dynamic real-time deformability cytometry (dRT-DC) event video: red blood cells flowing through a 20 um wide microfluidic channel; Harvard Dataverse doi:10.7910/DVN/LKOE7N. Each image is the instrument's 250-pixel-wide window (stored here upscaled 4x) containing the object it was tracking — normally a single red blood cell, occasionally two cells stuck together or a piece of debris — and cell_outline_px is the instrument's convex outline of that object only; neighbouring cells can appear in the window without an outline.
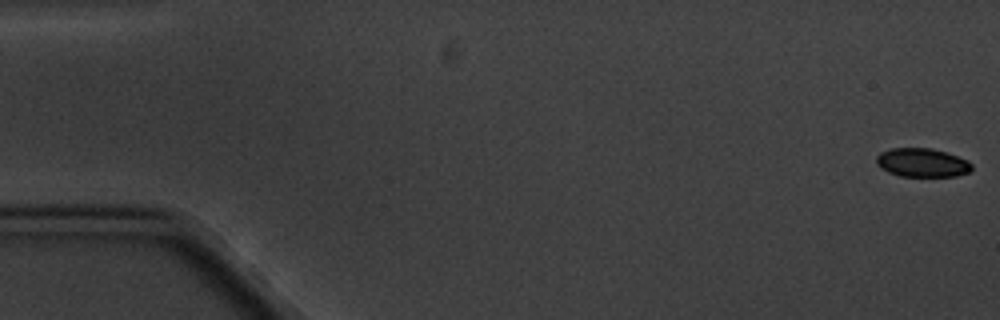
{"species": "common noctule bat (a hibernating species)", "species_latin": "Nyctalus noctula", "temperature_condition": "cold", "stored_images_in_passage": 7, "camera_frame_rate_fps": 3000, "um_per_image_px": 0.085, "animal": {"sex": "male", "body_mass_g": 20.1, "forearm_length_mm": 53.5}, "frame": {"image": 1, "passage_image": 1, "time_ms": 0.0, "image_size_px": [1000, 320], "cell_outline_px": [[972, 172], [956, 176], [900, 176], [888, 172], [880, 168], [876, 164], [876, 156], [880, 152], [892, 148], [932, 148], [948, 152], [968, 160], [972, 164]], "centroid_in_image_um": [78.4, 13.82], "position_along_channel_um": 6.6, "area_um2": 16.24}}